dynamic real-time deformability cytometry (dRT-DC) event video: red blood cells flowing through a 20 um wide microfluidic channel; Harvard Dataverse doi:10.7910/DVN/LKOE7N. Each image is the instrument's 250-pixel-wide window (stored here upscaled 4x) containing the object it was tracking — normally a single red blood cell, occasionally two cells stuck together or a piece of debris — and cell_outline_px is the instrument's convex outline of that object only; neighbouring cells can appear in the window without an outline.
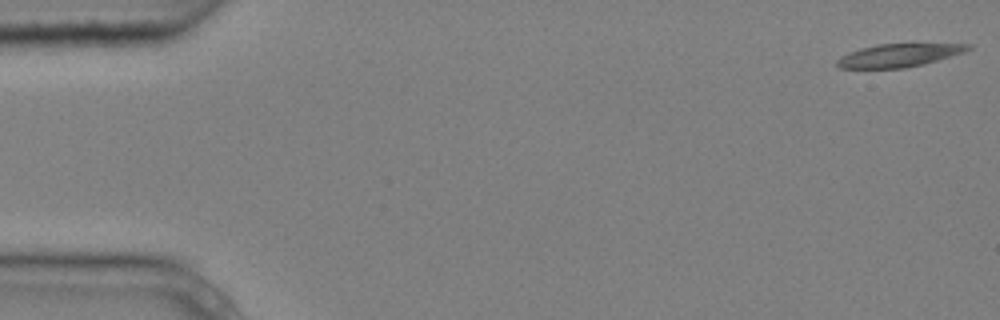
{"species": "common noctule bat (a hibernating species)", "species_latin": "Nyctalus noctula", "temperature_condition": "cold", "stored_images_in_passage": 6, "camera_frame_rate_fps": 3000, "um_per_image_px": 0.085, "animal": {"sex": "male", "body_mass_g": 20.4}, "frame": {"image": 1, "passage_image": 1, "time_ms": 0.0, "image_size_px": [1000, 320], "cell_outline_px": [[972, 48], [964, 52], [924, 64], [904, 68], [840, 68], [836, 64], [836, 60], [840, 56], [848, 52], [860, 48], [876, 44], [972, 44]], "centroid_in_image_um": [76.37, 4.7], "position_along_channel_um": 8.6, "area_um2": 17.57}}
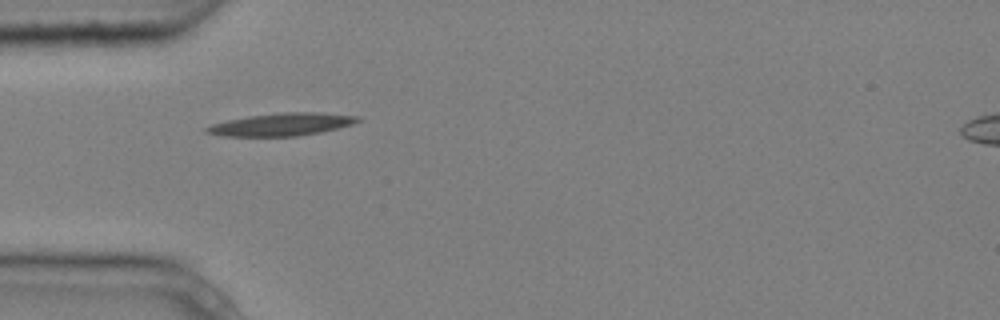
{"frame": {"image": 2, "passage_image": 5, "time_ms": 1.333, "image_size_px": [1000, 320], "cell_outline_px": [[360, 120], [352, 124], [320, 132], [296, 136], [220, 136], [204, 132], [204, 128], [212, 124], [228, 120], [248, 116], [280, 112], [320, 112], [360, 116]], "centroid_in_image_um": [23.91, 10.57], "position_along_channel_um": 61.1, "area_um2": 19.94}}
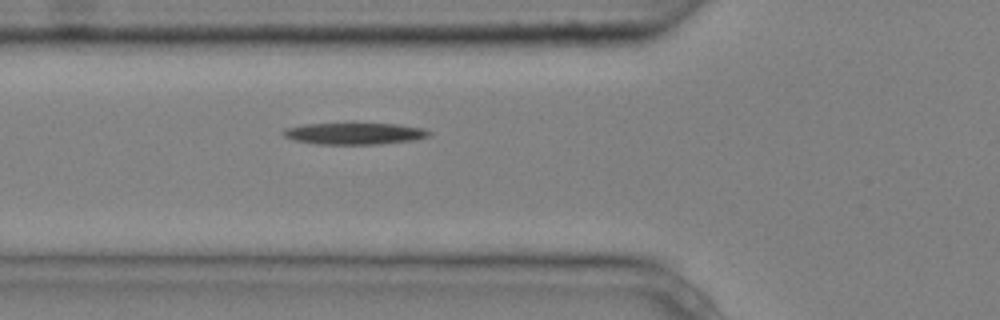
{"frame": {"image": 3, "passage_image": 6, "time_ms": 1.667, "image_size_px": [1000, 320], "cell_outline_px": [[432, 132], [428, 136], [416, 140], [380, 144], [316, 144], [296, 140], [284, 136], [280, 132], [284, 128], [304, 124], [400, 124], [424, 128]], "centroid_in_image_um": [30.15, 11.35], "position_along_channel_um": 95.6, "area_um2": 18.38}}